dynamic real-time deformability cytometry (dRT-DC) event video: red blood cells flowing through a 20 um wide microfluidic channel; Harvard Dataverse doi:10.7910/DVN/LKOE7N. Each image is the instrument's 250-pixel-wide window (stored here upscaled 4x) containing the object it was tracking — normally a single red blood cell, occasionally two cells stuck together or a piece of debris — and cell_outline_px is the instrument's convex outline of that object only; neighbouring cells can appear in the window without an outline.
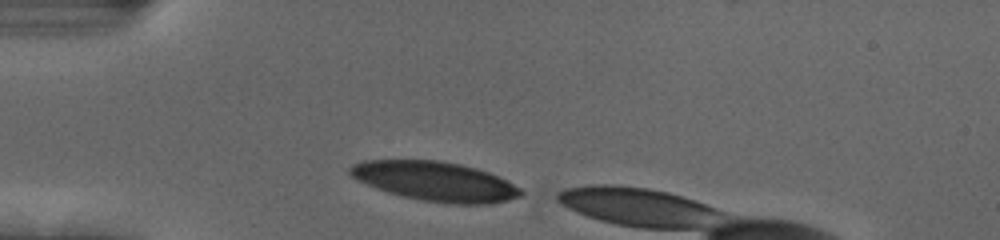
{"species": "human", "species_latin": "Homo sapiens", "temperature_condition": "cold", "stored_images_in_passage": 7, "camera_frame_rate_fps": 3000, "um_per_image_px": 0.085, "donor": {"sex": "female"}, "frame": {"image": 1, "passage_image": 1, "time_ms": 0.0, "image_size_px": [1000, 240], "cell_outline_px": [[524, 192], [520, 196], [508, 200], [492, 204], [448, 204], [420, 200], [388, 192], [376, 188], [352, 176], [348, 172], [348, 168], [352, 164], [364, 160], [440, 160], [460, 164], [476, 168], [488, 172], [520, 188]], "centroid_in_image_um": [36.99, 15.41], "position_along_channel_um": 48.0, "area_um2": 39.07}}
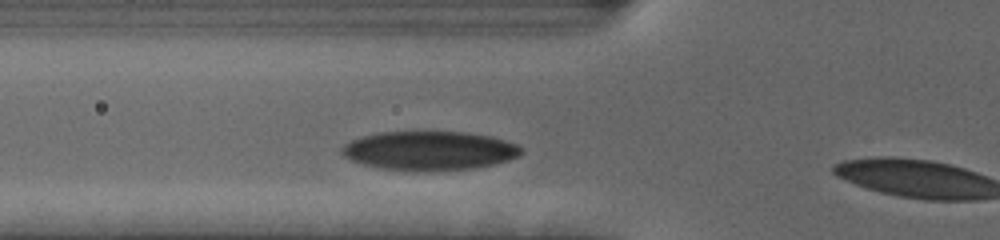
{"frame": {"image": 2, "passage_image": 6, "time_ms": 1.667, "image_size_px": [1000, 240], "cell_outline_px": [[524, 152], [508, 160], [476, 168], [384, 168], [364, 164], [352, 160], [344, 156], [340, 152], [340, 148], [344, 144], [352, 140], [364, 136], [380, 132], [468, 132], [488, 136], [504, 140], [516, 144], [524, 148]], "centroid_in_image_um": [36.51, 12.76], "position_along_channel_um": 89.3, "area_um2": 39.36}}